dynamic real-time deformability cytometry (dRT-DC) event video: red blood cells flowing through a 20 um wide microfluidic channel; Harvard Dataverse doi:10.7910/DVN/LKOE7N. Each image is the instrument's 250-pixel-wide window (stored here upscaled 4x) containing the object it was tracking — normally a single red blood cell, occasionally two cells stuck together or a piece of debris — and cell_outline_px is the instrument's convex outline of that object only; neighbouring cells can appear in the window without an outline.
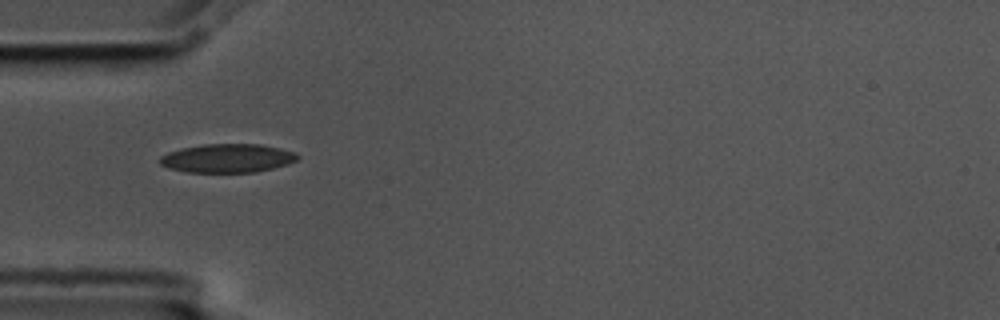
{"species": "common noctule bat (a hibernating species)", "species_latin": "Nyctalus noctula", "temperature_condition": "cold", "stored_images_in_passage": 4, "camera_frame_rate_fps": 3000, "um_per_image_px": 0.085, "animal": {"sex": "male", "body_mass_g": 17.5, "forearm_length_mm": 52.3}, "frame": {"image": 1, "passage_image": 1, "time_ms": 0.0, "image_size_px": [1000, 320], "cell_outline_px": [[300, 156], [296, 160], [288, 164], [256, 172], [188, 172], [168, 168], [160, 164], [160, 156], [168, 152], [184, 148], [204, 144], [260, 144], [280, 148], [296, 152]], "centroid_in_image_um": [19.35, 13.45], "position_along_channel_um": 65.6, "area_um2": 22.95}}